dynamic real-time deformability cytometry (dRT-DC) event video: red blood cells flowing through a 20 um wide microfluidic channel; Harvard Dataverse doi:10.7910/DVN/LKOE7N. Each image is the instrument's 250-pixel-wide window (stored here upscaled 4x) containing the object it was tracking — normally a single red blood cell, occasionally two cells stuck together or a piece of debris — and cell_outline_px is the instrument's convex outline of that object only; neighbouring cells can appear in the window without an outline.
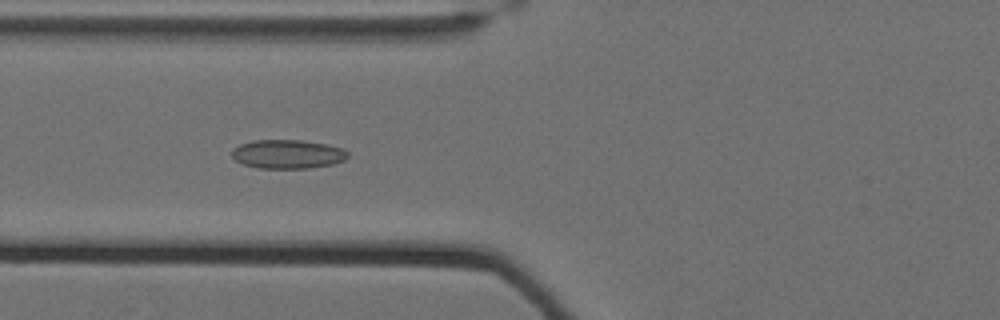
{"species": "Egyptian fruit bat (a non-hibernating species)", "species_latin": "Rousettus aegyptiacus", "temperature_condition": "cold", "stored_images_in_passage": 38, "camera_frame_rate_fps": 3000, "um_per_image_px": 0.085, "animal": {"sex": "female"}, "frame": {"image": 1, "passage_image": 4, "time_ms": 1.0, "image_size_px": [1000, 320], "cell_outline_px": [[348, 156], [344, 160], [332, 164], [308, 168], [260, 168], [244, 164], [236, 160], [232, 156], [232, 148], [240, 144], [252, 140], [300, 140], [328, 144], [340, 148], [348, 152]], "centroid_in_image_um": [24.43, 13.09], "position_along_channel_um": 101.4, "area_um2": 19.42}}
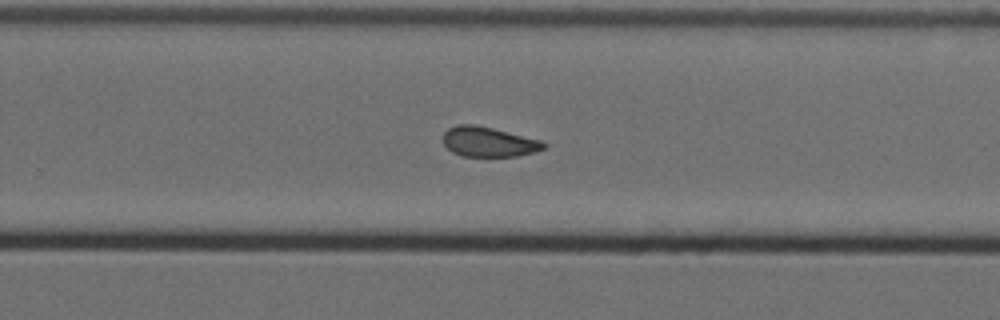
{"frame": {"image": 2, "passage_image": 20, "time_ms": 6.333, "image_size_px": [1000, 320], "cell_outline_px": [[548, 144], [544, 148], [536, 152], [516, 156], [460, 156], [452, 152], [444, 144], [444, 132], [448, 128], [456, 124], [476, 124], [540, 140]], "centroid_in_image_um": [41.52, 12.05], "position_along_channel_um": 288.3, "area_um2": 17.51}}
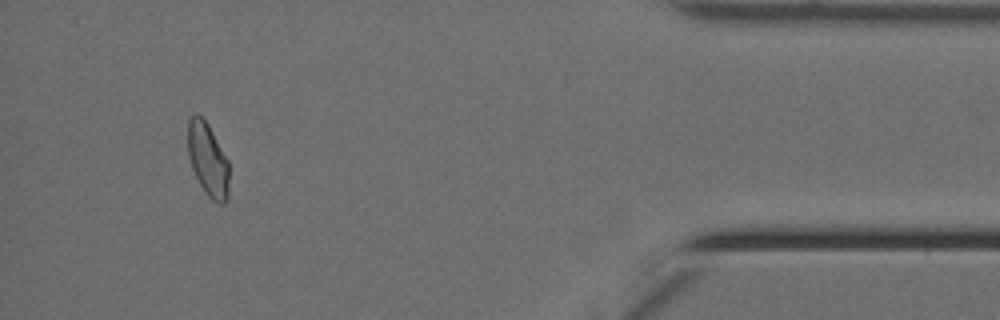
{"frame": {"image": 3, "passage_image": 35, "time_ms": 11.333, "image_size_px": [1000, 320], "cell_outline_px": [[228, 200], [224, 204], [216, 204], [204, 192], [192, 168], [188, 156], [188, 120], [196, 112], [208, 124], [228, 160]], "centroid_in_image_um": [17.67, 13.6], "position_along_channel_um": 417.5, "area_um2": 17.63}, "authors_computed_cell_mechanics": {"area_um2": 17.9758, "velocity_mm_per_s": 3.496, "shape_relaxation_time_tau1_ms": null, "shape_relaxation_time_tau2_ms": 2.8139, "deformation_change_tau1": null, "deformation_change_tau2": 0.0823}}